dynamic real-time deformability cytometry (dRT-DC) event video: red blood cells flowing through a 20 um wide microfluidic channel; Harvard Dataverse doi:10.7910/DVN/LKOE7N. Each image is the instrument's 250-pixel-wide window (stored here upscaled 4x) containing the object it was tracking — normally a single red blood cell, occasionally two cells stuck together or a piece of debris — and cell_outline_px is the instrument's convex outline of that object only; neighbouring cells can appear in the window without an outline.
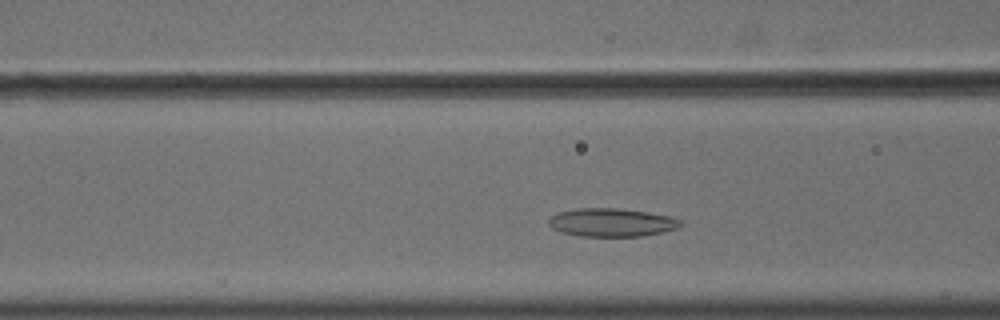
{"species": "common noctule bat (a hibernating species)", "species_latin": "Nyctalus noctula", "temperature_condition": "cold", "stored_images_in_passage": 35, "camera_frame_rate_fps": 3000, "um_per_image_px": 0.085, "animal": {"sex": "male", "body_mass_g": 18.8}, "frame": {"image": 1, "passage_image": 10, "time_ms": 3.0, "image_size_px": [1000, 320], "cell_outline_px": [[684, 224], [676, 228], [664, 232], [644, 236], [580, 236], [560, 232], [552, 228], [548, 224], [548, 220], [556, 212], [576, 208], [620, 208], [648, 212], [672, 216], [680, 220]], "centroid_in_image_um": [51.99, 18.9], "position_along_channel_um": 114.6, "area_um2": 22.02}}
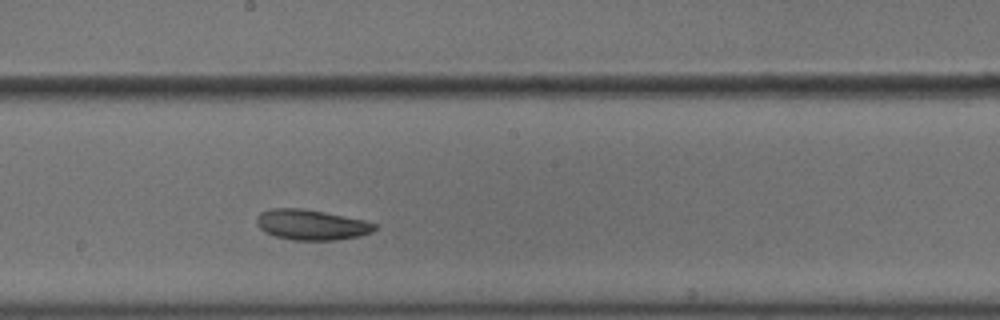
{"frame": {"image": 2, "passage_image": 19, "time_ms": 6.0, "image_size_px": [1000, 320], "cell_outline_px": [[376, 228], [372, 232], [360, 236], [336, 240], [292, 240], [276, 236], [264, 232], [256, 224], [256, 216], [260, 212], [272, 208], [304, 208], [364, 220], [376, 224]], "centroid_in_image_um": [26.44, 19.1], "position_along_channel_um": 221.8, "area_um2": 20.98}}
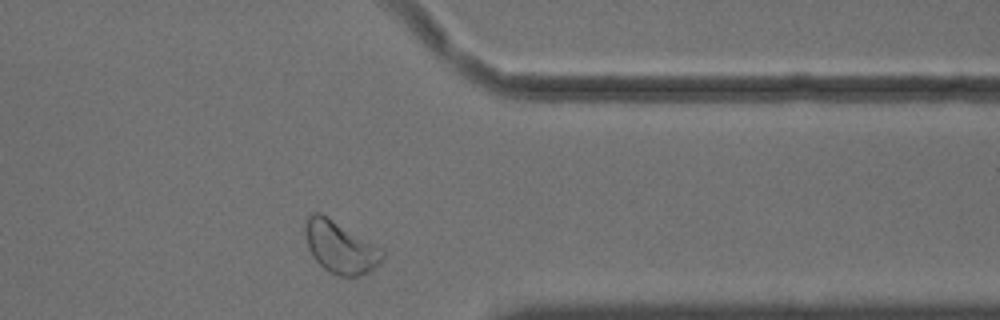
{"frame": {"image": 3, "passage_image": 33, "time_ms": 10.667, "image_size_px": [1000, 320], "cell_outline_px": [[384, 260], [380, 264], [368, 272], [360, 276], [336, 276], [328, 272], [312, 256], [308, 248], [304, 236], [304, 220], [312, 212], [320, 212], [384, 248]], "centroid_in_image_um": [28.93, 21.0], "position_along_channel_um": 382.5, "area_um2": 24.04}, "authors_computed_cell_mechanics": {"area_um2": 21.4438, "velocity_mm_per_s": 3.5717, "shape_relaxation_time_tau1_ms": 5.0352, "shape_relaxation_time_tau2_ms": 4.4934, "deformation_change_tau1": 0.0761, "deformation_change_tau2": 0.0722}}